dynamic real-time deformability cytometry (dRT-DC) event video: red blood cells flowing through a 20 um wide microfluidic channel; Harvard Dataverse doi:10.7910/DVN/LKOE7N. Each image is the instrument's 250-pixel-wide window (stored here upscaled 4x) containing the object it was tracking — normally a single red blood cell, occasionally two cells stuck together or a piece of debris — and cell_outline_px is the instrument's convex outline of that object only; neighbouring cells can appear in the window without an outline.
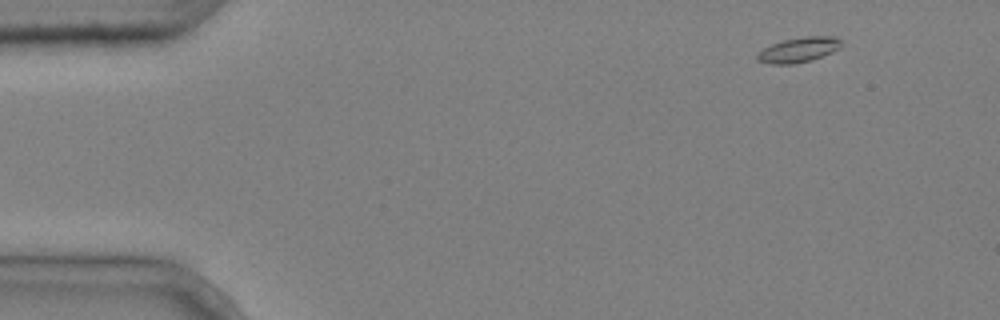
{"species": "common noctule bat (a hibernating species)", "species_latin": "Nyctalus noctula", "temperature_condition": "cold", "stored_images_in_passage": 4, "camera_frame_rate_fps": 3000, "um_per_image_px": 0.085, "animal": {"sex": "male", "body_mass_g": 20.4}, "frame": {"image": 1, "passage_image": 1, "time_ms": 0.0, "image_size_px": [1000, 320], "cell_outline_px": [[844, 44], [840, 48], [832, 52], [812, 60], [792, 64], [772, 64], [756, 60], [756, 56], [764, 48], [772, 44], [784, 40], [804, 36], [836, 36]], "centroid_in_image_um": [67.93, 4.23], "position_along_channel_um": 17.1, "area_um2": 12.25}}
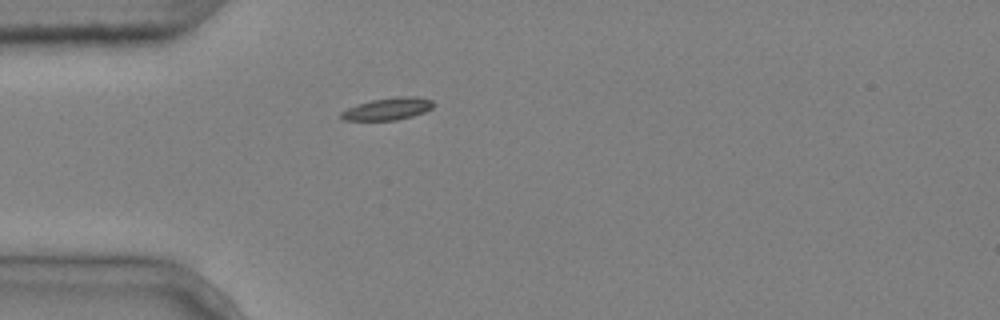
{"frame": {"image": 2, "passage_image": 4, "time_ms": 1.0, "image_size_px": [1000, 320], "cell_outline_px": [[436, 104], [432, 108], [424, 112], [412, 116], [396, 120], [344, 120], [340, 116], [340, 112], [348, 108], [372, 100], [396, 96], [416, 96], [432, 100]], "centroid_in_image_um": [33.01, 9.24], "position_along_channel_um": 52.0, "area_um2": 11.91}}